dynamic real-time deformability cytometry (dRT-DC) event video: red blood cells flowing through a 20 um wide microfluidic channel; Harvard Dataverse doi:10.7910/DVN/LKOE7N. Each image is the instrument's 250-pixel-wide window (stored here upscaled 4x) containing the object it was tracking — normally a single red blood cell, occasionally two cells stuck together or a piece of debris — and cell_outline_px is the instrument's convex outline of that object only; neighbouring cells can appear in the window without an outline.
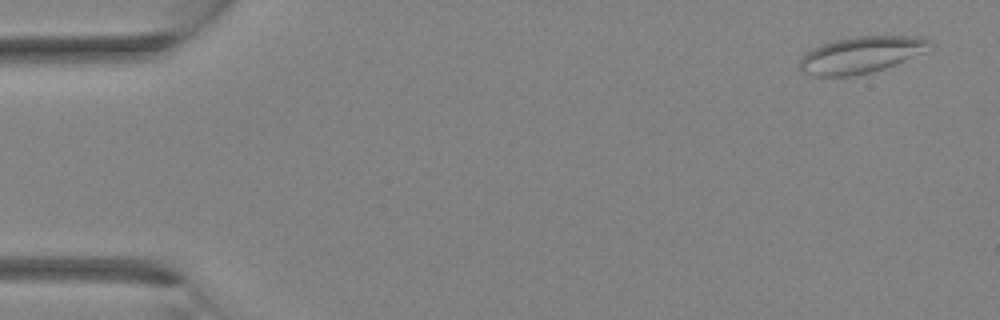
{"species": "Egyptian fruit bat (a non-hibernating species)", "species_latin": "Rousettus aegyptiacus", "temperature_condition": "room temperature", "stored_images_in_passage": 3, "camera_frame_rate_fps": 3000, "um_per_image_px": 0.085, "animal": {"sex": "female"}, "frame": {"image": 1, "passage_image": 1, "time_ms": 0.0, "image_size_px": [1000, 320], "cell_outline_px": [[932, 44], [920, 52], [904, 60], [884, 68], [872, 72], [848, 76], [808, 76], [800, 72], [800, 60], [812, 48], [836, 40], [856, 36], [920, 36], [928, 40]], "centroid_in_image_um": [73.11, 4.67], "position_along_channel_um": 11.9, "area_um2": 27.17}}